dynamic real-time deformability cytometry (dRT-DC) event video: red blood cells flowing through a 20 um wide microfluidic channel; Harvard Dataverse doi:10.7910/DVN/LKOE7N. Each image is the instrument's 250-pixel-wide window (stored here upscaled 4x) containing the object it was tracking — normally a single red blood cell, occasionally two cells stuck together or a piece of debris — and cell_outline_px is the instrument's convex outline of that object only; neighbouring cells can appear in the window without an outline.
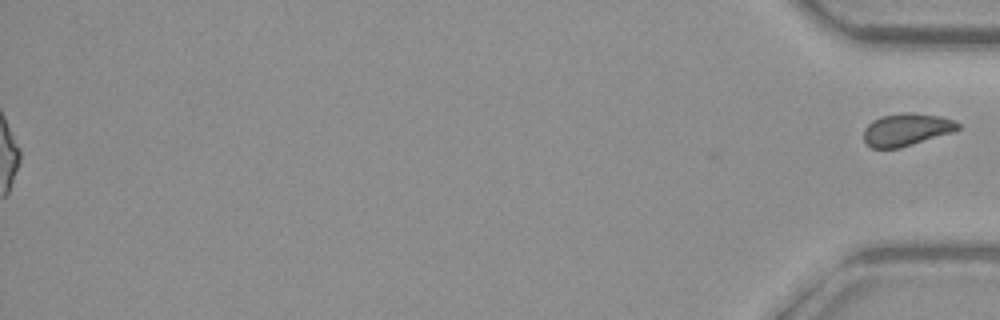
{"species": "common noctule bat (a hibernating species)", "species_latin": "Nyctalus noctula", "temperature_condition": "warm", "stored_images_in_passage": 42, "segment_of_instrument_passage": [2, 2], "camera_frame_rate_fps": 3000, "um_per_image_px": 0.085, "animal": {"sex": "female", "body_mass_g": 29.2, "forearm_length_mm": 56.3}, "frame": {"image": 1, "passage_image": 42, "time_ms": 13.667, "image_size_px": [1000, 320], "cell_outline_px": [[960, 128], [952, 132], [900, 148], [872, 148], [864, 140], [864, 128], [872, 120], [880, 116], [900, 112], [912, 112], [940, 116], [956, 120], [960, 124]], "centroid_in_image_um": [77.05, 10.99], "position_along_channel_um": 358.1, "area_um2": 17.98}}